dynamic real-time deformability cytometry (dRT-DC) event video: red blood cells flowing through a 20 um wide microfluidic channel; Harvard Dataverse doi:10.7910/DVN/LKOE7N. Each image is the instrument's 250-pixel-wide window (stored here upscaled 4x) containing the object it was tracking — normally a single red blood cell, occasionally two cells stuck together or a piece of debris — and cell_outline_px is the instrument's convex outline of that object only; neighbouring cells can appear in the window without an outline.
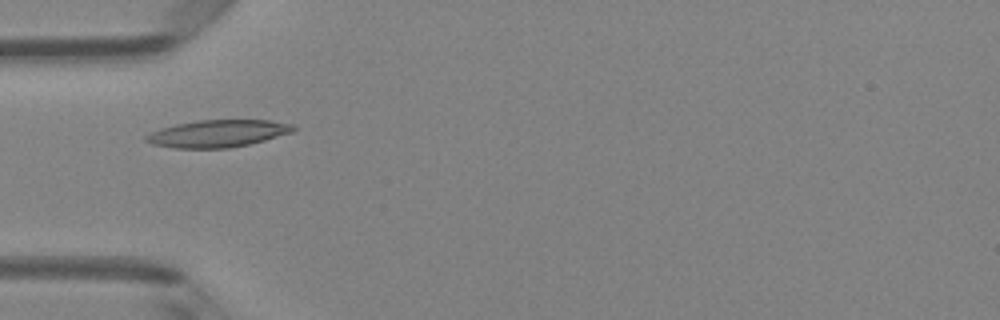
{"species": "Egyptian fruit bat (a non-hibernating species)", "species_latin": "Rousettus aegyptiacus", "temperature_condition": "room temperature", "stored_images_in_passage": 5, "camera_frame_rate_fps": 3000, "um_per_image_px": 0.085, "animal": {"sex": "female"}, "frame": {"image": 1, "passage_image": 5, "time_ms": 1.333, "image_size_px": [1000, 320], "cell_outline_px": [[296, 128], [292, 132], [264, 140], [248, 144], [228, 148], [172, 148], [152, 144], [144, 140], [144, 136], [160, 128], [176, 124], [200, 120], [268, 120], [292, 124]], "centroid_in_image_um": [18.47, 11.35], "position_along_channel_um": 66.5, "area_um2": 23.24}}